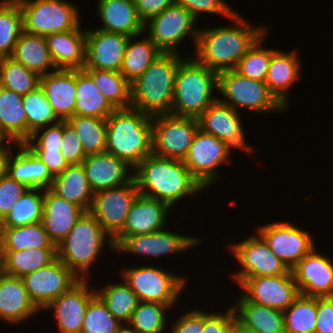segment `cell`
<instances>
[{
  "label": "cell",
  "instance_id": "56",
  "mask_svg": "<svg viewBox=\"0 0 333 333\" xmlns=\"http://www.w3.org/2000/svg\"><path fill=\"white\" fill-rule=\"evenodd\" d=\"M235 319V312L231 306L226 313H208L204 311V329L202 333H225Z\"/></svg>",
  "mask_w": 333,
  "mask_h": 333
},
{
  "label": "cell",
  "instance_id": "21",
  "mask_svg": "<svg viewBox=\"0 0 333 333\" xmlns=\"http://www.w3.org/2000/svg\"><path fill=\"white\" fill-rule=\"evenodd\" d=\"M198 243V237H188L162 229L150 234L126 236L114 250L157 258L183 252Z\"/></svg>",
  "mask_w": 333,
  "mask_h": 333
},
{
  "label": "cell",
  "instance_id": "44",
  "mask_svg": "<svg viewBox=\"0 0 333 333\" xmlns=\"http://www.w3.org/2000/svg\"><path fill=\"white\" fill-rule=\"evenodd\" d=\"M96 294L103 300L111 314L122 324L129 323L132 313L139 302L136 293L125 282L106 285L96 291Z\"/></svg>",
  "mask_w": 333,
  "mask_h": 333
},
{
  "label": "cell",
  "instance_id": "28",
  "mask_svg": "<svg viewBox=\"0 0 333 333\" xmlns=\"http://www.w3.org/2000/svg\"><path fill=\"white\" fill-rule=\"evenodd\" d=\"M57 69H83L86 62V31L75 30L45 36Z\"/></svg>",
  "mask_w": 333,
  "mask_h": 333
},
{
  "label": "cell",
  "instance_id": "58",
  "mask_svg": "<svg viewBox=\"0 0 333 333\" xmlns=\"http://www.w3.org/2000/svg\"><path fill=\"white\" fill-rule=\"evenodd\" d=\"M134 3L140 19L145 24L176 2L175 0H134Z\"/></svg>",
  "mask_w": 333,
  "mask_h": 333
},
{
  "label": "cell",
  "instance_id": "34",
  "mask_svg": "<svg viewBox=\"0 0 333 333\" xmlns=\"http://www.w3.org/2000/svg\"><path fill=\"white\" fill-rule=\"evenodd\" d=\"M49 189L65 200L89 211L94 192L92 191L82 164L69 165L54 177Z\"/></svg>",
  "mask_w": 333,
  "mask_h": 333
},
{
  "label": "cell",
  "instance_id": "48",
  "mask_svg": "<svg viewBox=\"0 0 333 333\" xmlns=\"http://www.w3.org/2000/svg\"><path fill=\"white\" fill-rule=\"evenodd\" d=\"M167 309V305L158 302L139 301L128 324L138 333H163Z\"/></svg>",
  "mask_w": 333,
  "mask_h": 333
},
{
  "label": "cell",
  "instance_id": "61",
  "mask_svg": "<svg viewBox=\"0 0 333 333\" xmlns=\"http://www.w3.org/2000/svg\"><path fill=\"white\" fill-rule=\"evenodd\" d=\"M234 333H256L254 330L246 328L239 321L234 319Z\"/></svg>",
  "mask_w": 333,
  "mask_h": 333
},
{
  "label": "cell",
  "instance_id": "62",
  "mask_svg": "<svg viewBox=\"0 0 333 333\" xmlns=\"http://www.w3.org/2000/svg\"><path fill=\"white\" fill-rule=\"evenodd\" d=\"M116 333H138V332L133 328L129 327V324L126 326L122 324Z\"/></svg>",
  "mask_w": 333,
  "mask_h": 333
},
{
  "label": "cell",
  "instance_id": "38",
  "mask_svg": "<svg viewBox=\"0 0 333 333\" xmlns=\"http://www.w3.org/2000/svg\"><path fill=\"white\" fill-rule=\"evenodd\" d=\"M57 259V249H27L0 251L2 273L22 278Z\"/></svg>",
  "mask_w": 333,
  "mask_h": 333
},
{
  "label": "cell",
  "instance_id": "13",
  "mask_svg": "<svg viewBox=\"0 0 333 333\" xmlns=\"http://www.w3.org/2000/svg\"><path fill=\"white\" fill-rule=\"evenodd\" d=\"M139 195L133 178L123 186L94 193L89 212L113 239L123 229L127 215Z\"/></svg>",
  "mask_w": 333,
  "mask_h": 333
},
{
  "label": "cell",
  "instance_id": "29",
  "mask_svg": "<svg viewBox=\"0 0 333 333\" xmlns=\"http://www.w3.org/2000/svg\"><path fill=\"white\" fill-rule=\"evenodd\" d=\"M39 309L29 298L21 278L2 273L0 275V319L20 323L29 319Z\"/></svg>",
  "mask_w": 333,
  "mask_h": 333
},
{
  "label": "cell",
  "instance_id": "12",
  "mask_svg": "<svg viewBox=\"0 0 333 333\" xmlns=\"http://www.w3.org/2000/svg\"><path fill=\"white\" fill-rule=\"evenodd\" d=\"M230 251L242 265L233 278L241 285L247 278L259 276H277L288 274L291 270L270 249L268 243L258 233L235 245H229Z\"/></svg>",
  "mask_w": 333,
  "mask_h": 333
},
{
  "label": "cell",
  "instance_id": "24",
  "mask_svg": "<svg viewBox=\"0 0 333 333\" xmlns=\"http://www.w3.org/2000/svg\"><path fill=\"white\" fill-rule=\"evenodd\" d=\"M81 164L94 193L123 186L133 179L128 171L131 167L108 152L87 155Z\"/></svg>",
  "mask_w": 333,
  "mask_h": 333
},
{
  "label": "cell",
  "instance_id": "40",
  "mask_svg": "<svg viewBox=\"0 0 333 333\" xmlns=\"http://www.w3.org/2000/svg\"><path fill=\"white\" fill-rule=\"evenodd\" d=\"M43 206L44 189H29L18 198L15 206L0 222V228H14L42 222Z\"/></svg>",
  "mask_w": 333,
  "mask_h": 333
},
{
  "label": "cell",
  "instance_id": "51",
  "mask_svg": "<svg viewBox=\"0 0 333 333\" xmlns=\"http://www.w3.org/2000/svg\"><path fill=\"white\" fill-rule=\"evenodd\" d=\"M46 128L47 126L35 131L24 145L29 150H61L63 121L49 125V127ZM40 130L42 134L39 136Z\"/></svg>",
  "mask_w": 333,
  "mask_h": 333
},
{
  "label": "cell",
  "instance_id": "41",
  "mask_svg": "<svg viewBox=\"0 0 333 333\" xmlns=\"http://www.w3.org/2000/svg\"><path fill=\"white\" fill-rule=\"evenodd\" d=\"M66 122L78 135L86 156L106 152L107 118L74 115Z\"/></svg>",
  "mask_w": 333,
  "mask_h": 333
},
{
  "label": "cell",
  "instance_id": "3",
  "mask_svg": "<svg viewBox=\"0 0 333 333\" xmlns=\"http://www.w3.org/2000/svg\"><path fill=\"white\" fill-rule=\"evenodd\" d=\"M106 152L134 169L152 154V116L131 107L116 109L107 117Z\"/></svg>",
  "mask_w": 333,
  "mask_h": 333
},
{
  "label": "cell",
  "instance_id": "16",
  "mask_svg": "<svg viewBox=\"0 0 333 333\" xmlns=\"http://www.w3.org/2000/svg\"><path fill=\"white\" fill-rule=\"evenodd\" d=\"M268 243L272 252L291 270L313 248L309 232L294 226L290 222H276L261 226L257 229Z\"/></svg>",
  "mask_w": 333,
  "mask_h": 333
},
{
  "label": "cell",
  "instance_id": "8",
  "mask_svg": "<svg viewBox=\"0 0 333 333\" xmlns=\"http://www.w3.org/2000/svg\"><path fill=\"white\" fill-rule=\"evenodd\" d=\"M217 90L226 98L222 100L218 97L219 100L236 111L238 107L261 113L286 110L270 92L265 82L249 79L235 69L218 73Z\"/></svg>",
  "mask_w": 333,
  "mask_h": 333
},
{
  "label": "cell",
  "instance_id": "25",
  "mask_svg": "<svg viewBox=\"0 0 333 333\" xmlns=\"http://www.w3.org/2000/svg\"><path fill=\"white\" fill-rule=\"evenodd\" d=\"M84 213L80 206L54 194L49 188L44 189L42 223L54 245L63 241Z\"/></svg>",
  "mask_w": 333,
  "mask_h": 333
},
{
  "label": "cell",
  "instance_id": "27",
  "mask_svg": "<svg viewBox=\"0 0 333 333\" xmlns=\"http://www.w3.org/2000/svg\"><path fill=\"white\" fill-rule=\"evenodd\" d=\"M97 6L104 25L100 30L129 37H137L144 32V23L138 15L134 0H99Z\"/></svg>",
  "mask_w": 333,
  "mask_h": 333
},
{
  "label": "cell",
  "instance_id": "7",
  "mask_svg": "<svg viewBox=\"0 0 333 333\" xmlns=\"http://www.w3.org/2000/svg\"><path fill=\"white\" fill-rule=\"evenodd\" d=\"M22 11L23 31L46 36L80 26L78 7L64 0H17Z\"/></svg>",
  "mask_w": 333,
  "mask_h": 333
},
{
  "label": "cell",
  "instance_id": "23",
  "mask_svg": "<svg viewBox=\"0 0 333 333\" xmlns=\"http://www.w3.org/2000/svg\"><path fill=\"white\" fill-rule=\"evenodd\" d=\"M170 206L157 199L139 195L133 203L123 229L113 238L116 247L126 236L150 234L165 227Z\"/></svg>",
  "mask_w": 333,
  "mask_h": 333
},
{
  "label": "cell",
  "instance_id": "49",
  "mask_svg": "<svg viewBox=\"0 0 333 333\" xmlns=\"http://www.w3.org/2000/svg\"><path fill=\"white\" fill-rule=\"evenodd\" d=\"M121 325L103 300L95 294L87 306L81 333H116Z\"/></svg>",
  "mask_w": 333,
  "mask_h": 333
},
{
  "label": "cell",
  "instance_id": "18",
  "mask_svg": "<svg viewBox=\"0 0 333 333\" xmlns=\"http://www.w3.org/2000/svg\"><path fill=\"white\" fill-rule=\"evenodd\" d=\"M300 294L333 297V263L313 248L291 269Z\"/></svg>",
  "mask_w": 333,
  "mask_h": 333
},
{
  "label": "cell",
  "instance_id": "30",
  "mask_svg": "<svg viewBox=\"0 0 333 333\" xmlns=\"http://www.w3.org/2000/svg\"><path fill=\"white\" fill-rule=\"evenodd\" d=\"M18 153L11 154L7 175L29 189H48L54 179L48 167L24 144L17 143ZM14 156V157H13Z\"/></svg>",
  "mask_w": 333,
  "mask_h": 333
},
{
  "label": "cell",
  "instance_id": "60",
  "mask_svg": "<svg viewBox=\"0 0 333 333\" xmlns=\"http://www.w3.org/2000/svg\"><path fill=\"white\" fill-rule=\"evenodd\" d=\"M5 139L0 142V178L5 177L8 171V161L11 156L12 150L8 148V145H11V140L6 139V144L4 143ZM10 143V144H8ZM4 144V145H3Z\"/></svg>",
  "mask_w": 333,
  "mask_h": 333
},
{
  "label": "cell",
  "instance_id": "15",
  "mask_svg": "<svg viewBox=\"0 0 333 333\" xmlns=\"http://www.w3.org/2000/svg\"><path fill=\"white\" fill-rule=\"evenodd\" d=\"M29 298L40 310L73 286L79 278L60 260L23 276Z\"/></svg>",
  "mask_w": 333,
  "mask_h": 333
},
{
  "label": "cell",
  "instance_id": "46",
  "mask_svg": "<svg viewBox=\"0 0 333 333\" xmlns=\"http://www.w3.org/2000/svg\"><path fill=\"white\" fill-rule=\"evenodd\" d=\"M23 106L27 116L28 139L35 131L61 121L40 86L23 95Z\"/></svg>",
  "mask_w": 333,
  "mask_h": 333
},
{
  "label": "cell",
  "instance_id": "37",
  "mask_svg": "<svg viewBox=\"0 0 333 333\" xmlns=\"http://www.w3.org/2000/svg\"><path fill=\"white\" fill-rule=\"evenodd\" d=\"M57 249L42 222L14 228H0V251Z\"/></svg>",
  "mask_w": 333,
  "mask_h": 333
},
{
  "label": "cell",
  "instance_id": "14",
  "mask_svg": "<svg viewBox=\"0 0 333 333\" xmlns=\"http://www.w3.org/2000/svg\"><path fill=\"white\" fill-rule=\"evenodd\" d=\"M231 147L214 135L198 129L184 164L190 173L206 188L218 177L219 165L228 161Z\"/></svg>",
  "mask_w": 333,
  "mask_h": 333
},
{
  "label": "cell",
  "instance_id": "20",
  "mask_svg": "<svg viewBox=\"0 0 333 333\" xmlns=\"http://www.w3.org/2000/svg\"><path fill=\"white\" fill-rule=\"evenodd\" d=\"M238 113L231 106L217 99L197 118L199 129L214 135L231 148L236 147L252 152L253 148L246 144Z\"/></svg>",
  "mask_w": 333,
  "mask_h": 333
},
{
  "label": "cell",
  "instance_id": "10",
  "mask_svg": "<svg viewBox=\"0 0 333 333\" xmlns=\"http://www.w3.org/2000/svg\"><path fill=\"white\" fill-rule=\"evenodd\" d=\"M123 280L136 293L139 301L158 302L173 307L181 295L186 279L153 266L124 268Z\"/></svg>",
  "mask_w": 333,
  "mask_h": 333
},
{
  "label": "cell",
  "instance_id": "5",
  "mask_svg": "<svg viewBox=\"0 0 333 333\" xmlns=\"http://www.w3.org/2000/svg\"><path fill=\"white\" fill-rule=\"evenodd\" d=\"M218 73L201 64L195 57L182 59L177 68L171 113L198 118L214 101Z\"/></svg>",
  "mask_w": 333,
  "mask_h": 333
},
{
  "label": "cell",
  "instance_id": "35",
  "mask_svg": "<svg viewBox=\"0 0 333 333\" xmlns=\"http://www.w3.org/2000/svg\"><path fill=\"white\" fill-rule=\"evenodd\" d=\"M11 58L40 77L48 74V70L51 68L57 69L52 60L46 38L42 35L29 34L23 31L15 44Z\"/></svg>",
  "mask_w": 333,
  "mask_h": 333
},
{
  "label": "cell",
  "instance_id": "9",
  "mask_svg": "<svg viewBox=\"0 0 333 333\" xmlns=\"http://www.w3.org/2000/svg\"><path fill=\"white\" fill-rule=\"evenodd\" d=\"M199 129L197 118L158 114L152 116V154L184 161Z\"/></svg>",
  "mask_w": 333,
  "mask_h": 333
},
{
  "label": "cell",
  "instance_id": "6",
  "mask_svg": "<svg viewBox=\"0 0 333 333\" xmlns=\"http://www.w3.org/2000/svg\"><path fill=\"white\" fill-rule=\"evenodd\" d=\"M106 240V238H108ZM115 249L113 239L95 217L85 212L68 235L57 246L60 259L79 279H87L90 266L102 251L104 242Z\"/></svg>",
  "mask_w": 333,
  "mask_h": 333
},
{
  "label": "cell",
  "instance_id": "11",
  "mask_svg": "<svg viewBox=\"0 0 333 333\" xmlns=\"http://www.w3.org/2000/svg\"><path fill=\"white\" fill-rule=\"evenodd\" d=\"M196 19L183 6L173 4L145 24L148 37L163 53H178L179 43L191 34L195 39V48L199 29H194ZM148 28V29H147Z\"/></svg>",
  "mask_w": 333,
  "mask_h": 333
},
{
  "label": "cell",
  "instance_id": "55",
  "mask_svg": "<svg viewBox=\"0 0 333 333\" xmlns=\"http://www.w3.org/2000/svg\"><path fill=\"white\" fill-rule=\"evenodd\" d=\"M171 327V333H202L204 329V311H189L183 314Z\"/></svg>",
  "mask_w": 333,
  "mask_h": 333
},
{
  "label": "cell",
  "instance_id": "4",
  "mask_svg": "<svg viewBox=\"0 0 333 333\" xmlns=\"http://www.w3.org/2000/svg\"><path fill=\"white\" fill-rule=\"evenodd\" d=\"M178 53H162L131 83V108L151 116L171 113Z\"/></svg>",
  "mask_w": 333,
  "mask_h": 333
},
{
  "label": "cell",
  "instance_id": "59",
  "mask_svg": "<svg viewBox=\"0 0 333 333\" xmlns=\"http://www.w3.org/2000/svg\"><path fill=\"white\" fill-rule=\"evenodd\" d=\"M46 164L51 174L55 177L62 173L69 165L60 150H30Z\"/></svg>",
  "mask_w": 333,
  "mask_h": 333
},
{
  "label": "cell",
  "instance_id": "53",
  "mask_svg": "<svg viewBox=\"0 0 333 333\" xmlns=\"http://www.w3.org/2000/svg\"><path fill=\"white\" fill-rule=\"evenodd\" d=\"M60 151L68 165L81 164L86 157L78 135L66 121H63V136Z\"/></svg>",
  "mask_w": 333,
  "mask_h": 333
},
{
  "label": "cell",
  "instance_id": "17",
  "mask_svg": "<svg viewBox=\"0 0 333 333\" xmlns=\"http://www.w3.org/2000/svg\"><path fill=\"white\" fill-rule=\"evenodd\" d=\"M240 287L248 301L283 312L300 295L292 271L277 276L247 278Z\"/></svg>",
  "mask_w": 333,
  "mask_h": 333
},
{
  "label": "cell",
  "instance_id": "63",
  "mask_svg": "<svg viewBox=\"0 0 333 333\" xmlns=\"http://www.w3.org/2000/svg\"><path fill=\"white\" fill-rule=\"evenodd\" d=\"M225 333H234V320H233L230 328Z\"/></svg>",
  "mask_w": 333,
  "mask_h": 333
},
{
  "label": "cell",
  "instance_id": "39",
  "mask_svg": "<svg viewBox=\"0 0 333 333\" xmlns=\"http://www.w3.org/2000/svg\"><path fill=\"white\" fill-rule=\"evenodd\" d=\"M130 37L126 46L120 73L130 82L135 81L163 52L148 37L133 41Z\"/></svg>",
  "mask_w": 333,
  "mask_h": 333
},
{
  "label": "cell",
  "instance_id": "22",
  "mask_svg": "<svg viewBox=\"0 0 333 333\" xmlns=\"http://www.w3.org/2000/svg\"><path fill=\"white\" fill-rule=\"evenodd\" d=\"M88 280L79 279L45 309L54 308L60 333H81L87 306L96 290L88 288Z\"/></svg>",
  "mask_w": 333,
  "mask_h": 333
},
{
  "label": "cell",
  "instance_id": "54",
  "mask_svg": "<svg viewBox=\"0 0 333 333\" xmlns=\"http://www.w3.org/2000/svg\"><path fill=\"white\" fill-rule=\"evenodd\" d=\"M175 2L186 8L196 20L201 12L221 14L228 18L235 12L223 0H175Z\"/></svg>",
  "mask_w": 333,
  "mask_h": 333
},
{
  "label": "cell",
  "instance_id": "33",
  "mask_svg": "<svg viewBox=\"0 0 333 333\" xmlns=\"http://www.w3.org/2000/svg\"><path fill=\"white\" fill-rule=\"evenodd\" d=\"M233 307L235 319L256 333H286L284 312L248 301L240 295Z\"/></svg>",
  "mask_w": 333,
  "mask_h": 333
},
{
  "label": "cell",
  "instance_id": "64",
  "mask_svg": "<svg viewBox=\"0 0 333 333\" xmlns=\"http://www.w3.org/2000/svg\"><path fill=\"white\" fill-rule=\"evenodd\" d=\"M2 274V265H1V261H0V275Z\"/></svg>",
  "mask_w": 333,
  "mask_h": 333
},
{
  "label": "cell",
  "instance_id": "42",
  "mask_svg": "<svg viewBox=\"0 0 333 333\" xmlns=\"http://www.w3.org/2000/svg\"><path fill=\"white\" fill-rule=\"evenodd\" d=\"M84 70L93 78L99 90L116 109L131 107V83L120 72Z\"/></svg>",
  "mask_w": 333,
  "mask_h": 333
},
{
  "label": "cell",
  "instance_id": "47",
  "mask_svg": "<svg viewBox=\"0 0 333 333\" xmlns=\"http://www.w3.org/2000/svg\"><path fill=\"white\" fill-rule=\"evenodd\" d=\"M0 86L26 95L40 86V76L11 57L0 58Z\"/></svg>",
  "mask_w": 333,
  "mask_h": 333
},
{
  "label": "cell",
  "instance_id": "57",
  "mask_svg": "<svg viewBox=\"0 0 333 333\" xmlns=\"http://www.w3.org/2000/svg\"><path fill=\"white\" fill-rule=\"evenodd\" d=\"M315 333H333V297H317Z\"/></svg>",
  "mask_w": 333,
  "mask_h": 333
},
{
  "label": "cell",
  "instance_id": "45",
  "mask_svg": "<svg viewBox=\"0 0 333 333\" xmlns=\"http://www.w3.org/2000/svg\"><path fill=\"white\" fill-rule=\"evenodd\" d=\"M286 333H315L317 297L300 294L284 311Z\"/></svg>",
  "mask_w": 333,
  "mask_h": 333
},
{
  "label": "cell",
  "instance_id": "50",
  "mask_svg": "<svg viewBox=\"0 0 333 333\" xmlns=\"http://www.w3.org/2000/svg\"><path fill=\"white\" fill-rule=\"evenodd\" d=\"M265 34L259 38L248 52L240 59L236 71L241 75L259 82L266 81L267 70L272 54L276 49L261 47Z\"/></svg>",
  "mask_w": 333,
  "mask_h": 333
},
{
  "label": "cell",
  "instance_id": "19",
  "mask_svg": "<svg viewBox=\"0 0 333 333\" xmlns=\"http://www.w3.org/2000/svg\"><path fill=\"white\" fill-rule=\"evenodd\" d=\"M129 38L100 29L86 30V62L83 69L120 72Z\"/></svg>",
  "mask_w": 333,
  "mask_h": 333
},
{
  "label": "cell",
  "instance_id": "31",
  "mask_svg": "<svg viewBox=\"0 0 333 333\" xmlns=\"http://www.w3.org/2000/svg\"><path fill=\"white\" fill-rule=\"evenodd\" d=\"M299 61L300 59L295 51L285 54L276 50L269 63L265 83L270 92L285 108H287L289 100L287 93L284 92L301 76Z\"/></svg>",
  "mask_w": 333,
  "mask_h": 333
},
{
  "label": "cell",
  "instance_id": "43",
  "mask_svg": "<svg viewBox=\"0 0 333 333\" xmlns=\"http://www.w3.org/2000/svg\"><path fill=\"white\" fill-rule=\"evenodd\" d=\"M23 32L22 11L17 0L0 1V58L11 57Z\"/></svg>",
  "mask_w": 333,
  "mask_h": 333
},
{
  "label": "cell",
  "instance_id": "2",
  "mask_svg": "<svg viewBox=\"0 0 333 333\" xmlns=\"http://www.w3.org/2000/svg\"><path fill=\"white\" fill-rule=\"evenodd\" d=\"M133 171L141 195L165 202L170 207L184 196L204 189L181 160L151 154Z\"/></svg>",
  "mask_w": 333,
  "mask_h": 333
},
{
  "label": "cell",
  "instance_id": "36",
  "mask_svg": "<svg viewBox=\"0 0 333 333\" xmlns=\"http://www.w3.org/2000/svg\"><path fill=\"white\" fill-rule=\"evenodd\" d=\"M115 110L93 78L84 69H76L75 115L107 118Z\"/></svg>",
  "mask_w": 333,
  "mask_h": 333
},
{
  "label": "cell",
  "instance_id": "32",
  "mask_svg": "<svg viewBox=\"0 0 333 333\" xmlns=\"http://www.w3.org/2000/svg\"><path fill=\"white\" fill-rule=\"evenodd\" d=\"M0 136L19 144L28 140L23 95L0 86Z\"/></svg>",
  "mask_w": 333,
  "mask_h": 333
},
{
  "label": "cell",
  "instance_id": "1",
  "mask_svg": "<svg viewBox=\"0 0 333 333\" xmlns=\"http://www.w3.org/2000/svg\"><path fill=\"white\" fill-rule=\"evenodd\" d=\"M234 25L198 31L195 58L217 73L233 70L240 59L265 33V26L251 27L236 11L230 17Z\"/></svg>",
  "mask_w": 333,
  "mask_h": 333
},
{
  "label": "cell",
  "instance_id": "26",
  "mask_svg": "<svg viewBox=\"0 0 333 333\" xmlns=\"http://www.w3.org/2000/svg\"><path fill=\"white\" fill-rule=\"evenodd\" d=\"M40 87L61 121L75 115L76 69H56L40 77Z\"/></svg>",
  "mask_w": 333,
  "mask_h": 333
},
{
  "label": "cell",
  "instance_id": "52",
  "mask_svg": "<svg viewBox=\"0 0 333 333\" xmlns=\"http://www.w3.org/2000/svg\"><path fill=\"white\" fill-rule=\"evenodd\" d=\"M28 190L27 186L15 181L8 175L0 178V222L15 206L18 198Z\"/></svg>",
  "mask_w": 333,
  "mask_h": 333
}]
</instances>
